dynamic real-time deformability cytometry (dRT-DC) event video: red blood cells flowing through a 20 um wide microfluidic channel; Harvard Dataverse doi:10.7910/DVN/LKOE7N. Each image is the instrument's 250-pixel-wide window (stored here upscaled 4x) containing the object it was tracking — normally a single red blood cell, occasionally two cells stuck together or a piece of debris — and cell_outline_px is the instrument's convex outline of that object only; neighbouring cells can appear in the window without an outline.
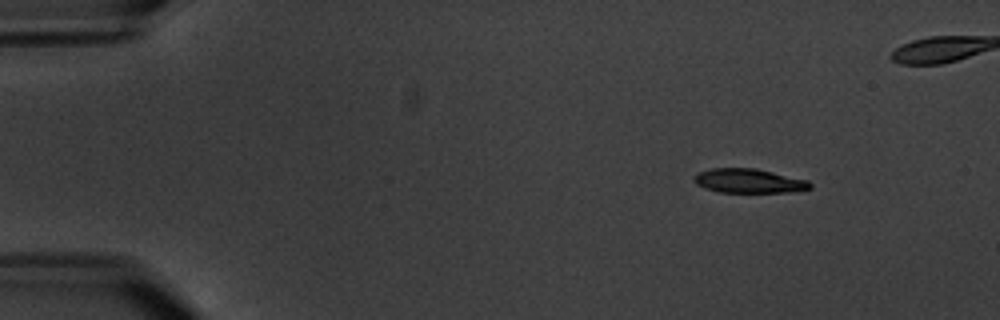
{"species": "common noctule bat (a hibernating species)", "species_latin": "Nyctalus noctula", "temperature_condition": "warm", "stored_images_in_passage": 15, "camera_frame_rate_fps": 3000, "um_per_image_px": 0.085, "animal": {"sex": "male", "body_mass_g": 20.1, "forearm_length_mm": 53.5}, "frame": {"image": 1, "passage_image": 3, "time_ms": 2.333, "image_size_px": [1000, 320], "cell_outline_px": [[812, 188], [792, 192], [720, 192], [704, 188], [696, 184], [692, 180], [692, 176], [700, 172], [712, 168], [756, 168], [808, 180], [812, 184]], "centroid_in_image_um": [63.64, 15.37], "position_along_channel_um": 21.4, "area_um2": 16.47}}
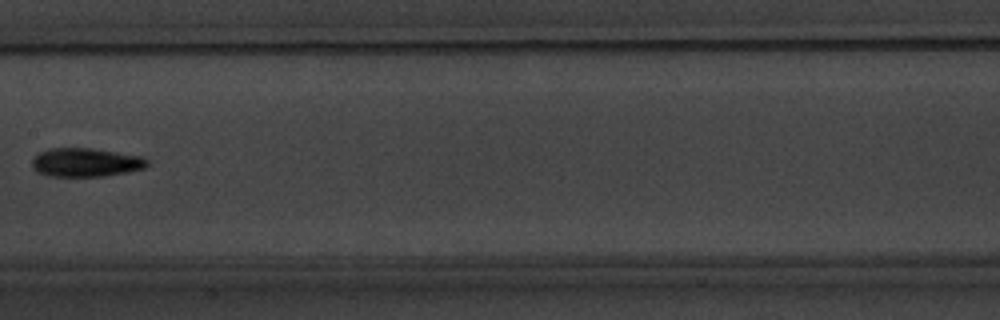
{"frame": {"image": 2, "passage_image": 9, "time_ms": 10.333, "image_size_px": [1000, 320], "cell_outline_px": [[148, 164], [144, 168], [128, 172], [104, 176], [48, 176], [36, 172], [32, 168], [32, 160], [40, 152], [48, 148], [92, 148], [144, 156], [148, 160]], "centroid_in_image_um": [7.29, 13.8], "position_along_channel_um": 200.1, "area_um2": 19.42}}
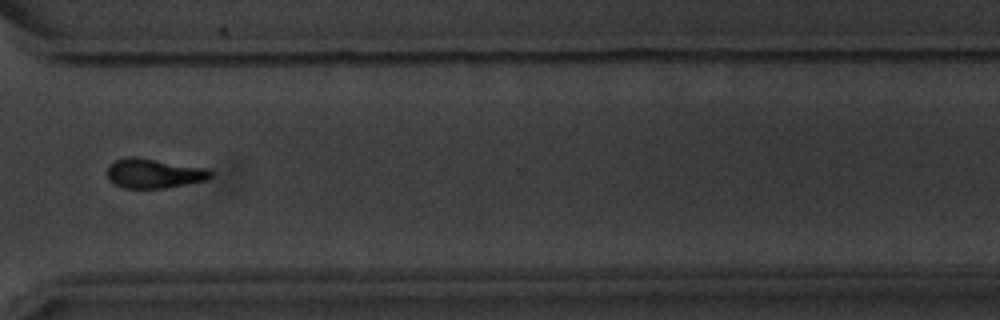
{"frame": {"image": 3, "passage_image": 13, "time_ms": 15.0, "image_size_px": [1000, 320], "cell_outline_px": [[212, 176], [208, 180], [164, 188], [124, 188], [108, 180], [108, 168], [116, 160], [128, 156], [136, 156], [208, 168], [212, 172]], "centroid_in_image_um": [13.12, 14.73], "position_along_channel_um": 357.5, "area_um2": 17.86}}